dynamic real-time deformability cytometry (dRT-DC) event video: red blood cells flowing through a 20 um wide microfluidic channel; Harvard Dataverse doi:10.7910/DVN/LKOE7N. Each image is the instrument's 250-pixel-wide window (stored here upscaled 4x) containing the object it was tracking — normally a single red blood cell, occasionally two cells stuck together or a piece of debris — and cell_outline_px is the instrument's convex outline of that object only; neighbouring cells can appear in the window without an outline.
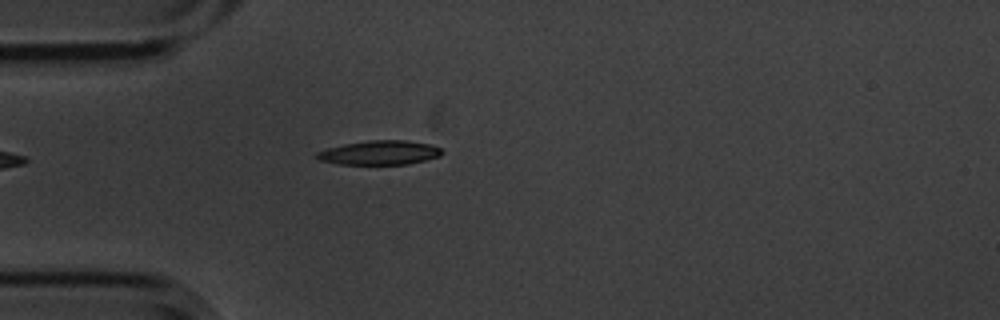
{"species": "common noctule bat (a hibernating species)", "species_latin": "Nyctalus noctula", "temperature_condition": "cold", "stored_images_in_passage": 1, "camera_frame_rate_fps": 3000, "um_per_image_px": 0.085, "animal": {"sex": "male", "body_mass_g": 20.1, "forearm_length_mm": 53.5}, "frame": {"image": 1, "passage_image": 1, "time_ms": 0.0, "image_size_px": [1000, 320], "cell_outline_px": [[444, 152], [440, 156], [408, 164], [336, 164], [320, 160], [316, 156], [316, 152], [328, 148], [344, 144], [368, 140], [404, 140], [432, 144], [440, 148]], "centroid_in_image_um": [32.28, 12.97], "position_along_channel_um": 52.7, "area_um2": 17.63}}